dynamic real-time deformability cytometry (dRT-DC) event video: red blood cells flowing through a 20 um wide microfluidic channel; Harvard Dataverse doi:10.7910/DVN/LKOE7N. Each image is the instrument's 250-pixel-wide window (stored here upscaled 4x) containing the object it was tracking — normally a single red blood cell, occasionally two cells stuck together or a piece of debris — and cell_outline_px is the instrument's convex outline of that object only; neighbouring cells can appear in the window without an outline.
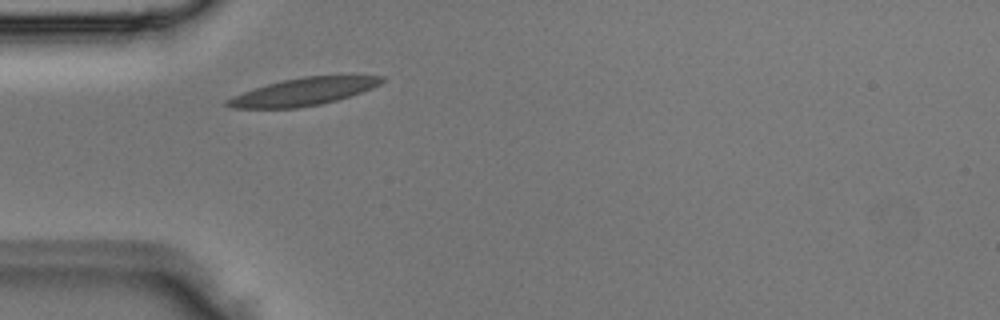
{"species": "Egyptian fruit bat (a non-hibernating species)", "species_latin": "Rousettus aegyptiacus", "temperature_condition": "room temperature", "stored_images_in_passage": 1, "camera_frame_rate_fps": 3000, "um_per_image_px": 0.085, "animal": {"sex": "male"}, "frame": {"image": 1, "passage_image": 1, "time_ms": 0.0, "image_size_px": [1000, 320], "cell_outline_px": [[384, 80], [380, 84], [372, 88], [336, 100], [320, 104], [296, 108], [232, 108], [224, 104], [224, 100], [232, 96], [268, 84], [284, 80], [304, 76], [352, 72], [384, 76]], "centroid_in_image_um": [25.92, 7.74], "position_along_channel_um": 59.1, "area_um2": 25.43}}